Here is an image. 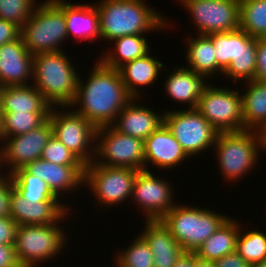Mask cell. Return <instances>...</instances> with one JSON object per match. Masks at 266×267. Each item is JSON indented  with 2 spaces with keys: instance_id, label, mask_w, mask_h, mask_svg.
Wrapping results in <instances>:
<instances>
[{
  "instance_id": "cell-13",
  "label": "cell",
  "mask_w": 266,
  "mask_h": 267,
  "mask_svg": "<svg viewBox=\"0 0 266 267\" xmlns=\"http://www.w3.org/2000/svg\"><path fill=\"white\" fill-rule=\"evenodd\" d=\"M194 19L198 35L239 29V0H179Z\"/></svg>"
},
{
  "instance_id": "cell-7",
  "label": "cell",
  "mask_w": 266,
  "mask_h": 267,
  "mask_svg": "<svg viewBox=\"0 0 266 267\" xmlns=\"http://www.w3.org/2000/svg\"><path fill=\"white\" fill-rule=\"evenodd\" d=\"M58 224L18 225L14 249L21 267H38L39 262L47 261L62 250L66 232Z\"/></svg>"
},
{
  "instance_id": "cell-6",
  "label": "cell",
  "mask_w": 266,
  "mask_h": 267,
  "mask_svg": "<svg viewBox=\"0 0 266 267\" xmlns=\"http://www.w3.org/2000/svg\"><path fill=\"white\" fill-rule=\"evenodd\" d=\"M20 37L33 55L61 51L60 44L69 38L63 10L53 0L40 3L20 27Z\"/></svg>"
},
{
  "instance_id": "cell-14",
  "label": "cell",
  "mask_w": 266,
  "mask_h": 267,
  "mask_svg": "<svg viewBox=\"0 0 266 267\" xmlns=\"http://www.w3.org/2000/svg\"><path fill=\"white\" fill-rule=\"evenodd\" d=\"M172 187L149 170H139L133 183L132 201L142 208L146 220H160L174 206ZM173 202V203H172Z\"/></svg>"
},
{
  "instance_id": "cell-2",
  "label": "cell",
  "mask_w": 266,
  "mask_h": 267,
  "mask_svg": "<svg viewBox=\"0 0 266 267\" xmlns=\"http://www.w3.org/2000/svg\"><path fill=\"white\" fill-rule=\"evenodd\" d=\"M96 7L101 39L113 41L126 35H143L145 31L161 30L168 25L144 0H103Z\"/></svg>"
},
{
  "instance_id": "cell-4",
  "label": "cell",
  "mask_w": 266,
  "mask_h": 267,
  "mask_svg": "<svg viewBox=\"0 0 266 267\" xmlns=\"http://www.w3.org/2000/svg\"><path fill=\"white\" fill-rule=\"evenodd\" d=\"M228 218L200 206L176 204L160 220L185 252H196Z\"/></svg>"
},
{
  "instance_id": "cell-35",
  "label": "cell",
  "mask_w": 266,
  "mask_h": 267,
  "mask_svg": "<svg viewBox=\"0 0 266 267\" xmlns=\"http://www.w3.org/2000/svg\"><path fill=\"white\" fill-rule=\"evenodd\" d=\"M127 248L116 257V267H154L153 253L141 235Z\"/></svg>"
},
{
  "instance_id": "cell-42",
  "label": "cell",
  "mask_w": 266,
  "mask_h": 267,
  "mask_svg": "<svg viewBox=\"0 0 266 267\" xmlns=\"http://www.w3.org/2000/svg\"><path fill=\"white\" fill-rule=\"evenodd\" d=\"M20 37V27L12 22L0 19V46Z\"/></svg>"
},
{
  "instance_id": "cell-1",
  "label": "cell",
  "mask_w": 266,
  "mask_h": 267,
  "mask_svg": "<svg viewBox=\"0 0 266 267\" xmlns=\"http://www.w3.org/2000/svg\"><path fill=\"white\" fill-rule=\"evenodd\" d=\"M132 99L119 70L97 61L87 82L83 83L79 77L76 96L68 108L79 105L75 112L99 128L111 126Z\"/></svg>"
},
{
  "instance_id": "cell-29",
  "label": "cell",
  "mask_w": 266,
  "mask_h": 267,
  "mask_svg": "<svg viewBox=\"0 0 266 267\" xmlns=\"http://www.w3.org/2000/svg\"><path fill=\"white\" fill-rule=\"evenodd\" d=\"M187 43L186 67L208 79L209 76L217 74V60L212 39L208 35H199L190 38Z\"/></svg>"
},
{
  "instance_id": "cell-48",
  "label": "cell",
  "mask_w": 266,
  "mask_h": 267,
  "mask_svg": "<svg viewBox=\"0 0 266 267\" xmlns=\"http://www.w3.org/2000/svg\"><path fill=\"white\" fill-rule=\"evenodd\" d=\"M250 267H266V260L250 265Z\"/></svg>"
},
{
  "instance_id": "cell-11",
  "label": "cell",
  "mask_w": 266,
  "mask_h": 267,
  "mask_svg": "<svg viewBox=\"0 0 266 267\" xmlns=\"http://www.w3.org/2000/svg\"><path fill=\"white\" fill-rule=\"evenodd\" d=\"M55 108L57 107L52 106L48 118L54 137L60 140L85 166L92 163L95 159V151L91 152L90 144L96 143L97 128L74 110L71 112L66 110L65 113Z\"/></svg>"
},
{
  "instance_id": "cell-12",
  "label": "cell",
  "mask_w": 266,
  "mask_h": 267,
  "mask_svg": "<svg viewBox=\"0 0 266 267\" xmlns=\"http://www.w3.org/2000/svg\"><path fill=\"white\" fill-rule=\"evenodd\" d=\"M139 170L95 164L85 166L84 183L103 205L111 206L131 198L133 183ZM89 184V185H88ZM124 199V200H123Z\"/></svg>"
},
{
  "instance_id": "cell-16",
  "label": "cell",
  "mask_w": 266,
  "mask_h": 267,
  "mask_svg": "<svg viewBox=\"0 0 266 267\" xmlns=\"http://www.w3.org/2000/svg\"><path fill=\"white\" fill-rule=\"evenodd\" d=\"M63 202L26 200L13 187L9 195V215L18 225H48L66 218L69 208ZM65 206V207H64ZM67 207V208H66Z\"/></svg>"
},
{
  "instance_id": "cell-44",
  "label": "cell",
  "mask_w": 266,
  "mask_h": 267,
  "mask_svg": "<svg viewBox=\"0 0 266 267\" xmlns=\"http://www.w3.org/2000/svg\"><path fill=\"white\" fill-rule=\"evenodd\" d=\"M0 267H21L17 261L14 245H0Z\"/></svg>"
},
{
  "instance_id": "cell-25",
  "label": "cell",
  "mask_w": 266,
  "mask_h": 267,
  "mask_svg": "<svg viewBox=\"0 0 266 267\" xmlns=\"http://www.w3.org/2000/svg\"><path fill=\"white\" fill-rule=\"evenodd\" d=\"M163 69L162 62L150 55V52L143 57L136 58L122 65L118 70L128 93L133 97H140L138 85L146 86L153 84Z\"/></svg>"
},
{
  "instance_id": "cell-22",
  "label": "cell",
  "mask_w": 266,
  "mask_h": 267,
  "mask_svg": "<svg viewBox=\"0 0 266 267\" xmlns=\"http://www.w3.org/2000/svg\"><path fill=\"white\" fill-rule=\"evenodd\" d=\"M64 12L68 36L79 40L101 39L100 19L96 4H71L64 0H53ZM80 37V38H79Z\"/></svg>"
},
{
  "instance_id": "cell-37",
  "label": "cell",
  "mask_w": 266,
  "mask_h": 267,
  "mask_svg": "<svg viewBox=\"0 0 266 267\" xmlns=\"http://www.w3.org/2000/svg\"><path fill=\"white\" fill-rule=\"evenodd\" d=\"M231 78L235 81L245 80L251 81L255 80L256 75V54H241L236 58H233L230 65L223 72V76Z\"/></svg>"
},
{
  "instance_id": "cell-45",
  "label": "cell",
  "mask_w": 266,
  "mask_h": 267,
  "mask_svg": "<svg viewBox=\"0 0 266 267\" xmlns=\"http://www.w3.org/2000/svg\"><path fill=\"white\" fill-rule=\"evenodd\" d=\"M197 258L195 252H184L173 267H194Z\"/></svg>"
},
{
  "instance_id": "cell-38",
  "label": "cell",
  "mask_w": 266,
  "mask_h": 267,
  "mask_svg": "<svg viewBox=\"0 0 266 267\" xmlns=\"http://www.w3.org/2000/svg\"><path fill=\"white\" fill-rule=\"evenodd\" d=\"M41 159L59 165H84L54 135H52L43 149Z\"/></svg>"
},
{
  "instance_id": "cell-15",
  "label": "cell",
  "mask_w": 266,
  "mask_h": 267,
  "mask_svg": "<svg viewBox=\"0 0 266 267\" xmlns=\"http://www.w3.org/2000/svg\"><path fill=\"white\" fill-rule=\"evenodd\" d=\"M53 135L52 125L47 119L38 128L19 136L6 137L2 146V163L7 164L9 174L19 168H24L30 162L40 159L43 149ZM11 166V167H10Z\"/></svg>"
},
{
  "instance_id": "cell-51",
  "label": "cell",
  "mask_w": 266,
  "mask_h": 267,
  "mask_svg": "<svg viewBox=\"0 0 266 267\" xmlns=\"http://www.w3.org/2000/svg\"><path fill=\"white\" fill-rule=\"evenodd\" d=\"M264 139H265V144H266V131L264 132Z\"/></svg>"
},
{
  "instance_id": "cell-47",
  "label": "cell",
  "mask_w": 266,
  "mask_h": 267,
  "mask_svg": "<svg viewBox=\"0 0 266 267\" xmlns=\"http://www.w3.org/2000/svg\"><path fill=\"white\" fill-rule=\"evenodd\" d=\"M5 139L4 114L0 111V141Z\"/></svg>"
},
{
  "instance_id": "cell-27",
  "label": "cell",
  "mask_w": 266,
  "mask_h": 267,
  "mask_svg": "<svg viewBox=\"0 0 266 267\" xmlns=\"http://www.w3.org/2000/svg\"><path fill=\"white\" fill-rule=\"evenodd\" d=\"M240 228L236 220L228 218L195 252L197 257L214 262L235 252Z\"/></svg>"
},
{
  "instance_id": "cell-9",
  "label": "cell",
  "mask_w": 266,
  "mask_h": 267,
  "mask_svg": "<svg viewBox=\"0 0 266 267\" xmlns=\"http://www.w3.org/2000/svg\"><path fill=\"white\" fill-rule=\"evenodd\" d=\"M240 95L239 91L206 85L196 109L219 133L244 131Z\"/></svg>"
},
{
  "instance_id": "cell-49",
  "label": "cell",
  "mask_w": 266,
  "mask_h": 267,
  "mask_svg": "<svg viewBox=\"0 0 266 267\" xmlns=\"http://www.w3.org/2000/svg\"><path fill=\"white\" fill-rule=\"evenodd\" d=\"M2 91H3V86L0 85V111H2Z\"/></svg>"
},
{
  "instance_id": "cell-28",
  "label": "cell",
  "mask_w": 266,
  "mask_h": 267,
  "mask_svg": "<svg viewBox=\"0 0 266 267\" xmlns=\"http://www.w3.org/2000/svg\"><path fill=\"white\" fill-rule=\"evenodd\" d=\"M242 93L244 130L266 131V83L251 80Z\"/></svg>"
},
{
  "instance_id": "cell-5",
  "label": "cell",
  "mask_w": 266,
  "mask_h": 267,
  "mask_svg": "<svg viewBox=\"0 0 266 267\" xmlns=\"http://www.w3.org/2000/svg\"><path fill=\"white\" fill-rule=\"evenodd\" d=\"M216 145V146H215ZM220 171L235 182L256 167L259 149L266 150L264 133L256 130L218 133L214 143ZM259 148V149H258Z\"/></svg>"
},
{
  "instance_id": "cell-46",
  "label": "cell",
  "mask_w": 266,
  "mask_h": 267,
  "mask_svg": "<svg viewBox=\"0 0 266 267\" xmlns=\"http://www.w3.org/2000/svg\"><path fill=\"white\" fill-rule=\"evenodd\" d=\"M194 267H215L214 262L197 258Z\"/></svg>"
},
{
  "instance_id": "cell-33",
  "label": "cell",
  "mask_w": 266,
  "mask_h": 267,
  "mask_svg": "<svg viewBox=\"0 0 266 267\" xmlns=\"http://www.w3.org/2000/svg\"><path fill=\"white\" fill-rule=\"evenodd\" d=\"M50 112H3L5 138L19 136L38 128L48 118Z\"/></svg>"
},
{
  "instance_id": "cell-18",
  "label": "cell",
  "mask_w": 266,
  "mask_h": 267,
  "mask_svg": "<svg viewBox=\"0 0 266 267\" xmlns=\"http://www.w3.org/2000/svg\"><path fill=\"white\" fill-rule=\"evenodd\" d=\"M24 169L45 181L58 199L61 193L74 191L84 183L85 165H59L40 158L27 164Z\"/></svg>"
},
{
  "instance_id": "cell-36",
  "label": "cell",
  "mask_w": 266,
  "mask_h": 267,
  "mask_svg": "<svg viewBox=\"0 0 266 267\" xmlns=\"http://www.w3.org/2000/svg\"><path fill=\"white\" fill-rule=\"evenodd\" d=\"M35 0H0V19L21 27L32 16Z\"/></svg>"
},
{
  "instance_id": "cell-32",
  "label": "cell",
  "mask_w": 266,
  "mask_h": 267,
  "mask_svg": "<svg viewBox=\"0 0 266 267\" xmlns=\"http://www.w3.org/2000/svg\"><path fill=\"white\" fill-rule=\"evenodd\" d=\"M239 29L254 38H266V0H239Z\"/></svg>"
},
{
  "instance_id": "cell-50",
  "label": "cell",
  "mask_w": 266,
  "mask_h": 267,
  "mask_svg": "<svg viewBox=\"0 0 266 267\" xmlns=\"http://www.w3.org/2000/svg\"><path fill=\"white\" fill-rule=\"evenodd\" d=\"M1 164H2V156H1V150H0V167H3Z\"/></svg>"
},
{
  "instance_id": "cell-17",
  "label": "cell",
  "mask_w": 266,
  "mask_h": 267,
  "mask_svg": "<svg viewBox=\"0 0 266 267\" xmlns=\"http://www.w3.org/2000/svg\"><path fill=\"white\" fill-rule=\"evenodd\" d=\"M33 54L21 37L0 46V85L23 86L33 79ZM28 78V79H27Z\"/></svg>"
},
{
  "instance_id": "cell-30",
  "label": "cell",
  "mask_w": 266,
  "mask_h": 267,
  "mask_svg": "<svg viewBox=\"0 0 266 267\" xmlns=\"http://www.w3.org/2000/svg\"><path fill=\"white\" fill-rule=\"evenodd\" d=\"M142 35H126L114 39L115 51L104 53L99 59L104 65L119 69L122 65L149 53L150 48L147 40Z\"/></svg>"
},
{
  "instance_id": "cell-8",
  "label": "cell",
  "mask_w": 266,
  "mask_h": 267,
  "mask_svg": "<svg viewBox=\"0 0 266 267\" xmlns=\"http://www.w3.org/2000/svg\"><path fill=\"white\" fill-rule=\"evenodd\" d=\"M96 139L97 144H92L95 164L145 170L143 140L119 133L112 126L97 128Z\"/></svg>"
},
{
  "instance_id": "cell-41",
  "label": "cell",
  "mask_w": 266,
  "mask_h": 267,
  "mask_svg": "<svg viewBox=\"0 0 266 267\" xmlns=\"http://www.w3.org/2000/svg\"><path fill=\"white\" fill-rule=\"evenodd\" d=\"M0 175V217L10 216L9 215V195L12 187V177L8 175ZM7 176V177H6Z\"/></svg>"
},
{
  "instance_id": "cell-21",
  "label": "cell",
  "mask_w": 266,
  "mask_h": 267,
  "mask_svg": "<svg viewBox=\"0 0 266 267\" xmlns=\"http://www.w3.org/2000/svg\"><path fill=\"white\" fill-rule=\"evenodd\" d=\"M145 222L146 226L140 235L153 253L154 267H173L185 251L161 220Z\"/></svg>"
},
{
  "instance_id": "cell-10",
  "label": "cell",
  "mask_w": 266,
  "mask_h": 267,
  "mask_svg": "<svg viewBox=\"0 0 266 267\" xmlns=\"http://www.w3.org/2000/svg\"><path fill=\"white\" fill-rule=\"evenodd\" d=\"M164 124L188 156L214 146L218 131L197 109L166 111Z\"/></svg>"
},
{
  "instance_id": "cell-34",
  "label": "cell",
  "mask_w": 266,
  "mask_h": 267,
  "mask_svg": "<svg viewBox=\"0 0 266 267\" xmlns=\"http://www.w3.org/2000/svg\"><path fill=\"white\" fill-rule=\"evenodd\" d=\"M241 232L240 229L236 251L243 259L249 265L266 260V233L257 230Z\"/></svg>"
},
{
  "instance_id": "cell-20",
  "label": "cell",
  "mask_w": 266,
  "mask_h": 267,
  "mask_svg": "<svg viewBox=\"0 0 266 267\" xmlns=\"http://www.w3.org/2000/svg\"><path fill=\"white\" fill-rule=\"evenodd\" d=\"M136 99L133 98L122 109L111 126L119 133L144 141L164 123V115L155 113L151 108L142 107Z\"/></svg>"
},
{
  "instance_id": "cell-3",
  "label": "cell",
  "mask_w": 266,
  "mask_h": 267,
  "mask_svg": "<svg viewBox=\"0 0 266 267\" xmlns=\"http://www.w3.org/2000/svg\"><path fill=\"white\" fill-rule=\"evenodd\" d=\"M79 76L62 50L33 56V85L52 106H70Z\"/></svg>"
},
{
  "instance_id": "cell-23",
  "label": "cell",
  "mask_w": 266,
  "mask_h": 267,
  "mask_svg": "<svg viewBox=\"0 0 266 267\" xmlns=\"http://www.w3.org/2000/svg\"><path fill=\"white\" fill-rule=\"evenodd\" d=\"M208 36L214 44L218 74L219 72L223 74L233 58L238 55L256 54V38L241 29L226 33H213Z\"/></svg>"
},
{
  "instance_id": "cell-39",
  "label": "cell",
  "mask_w": 266,
  "mask_h": 267,
  "mask_svg": "<svg viewBox=\"0 0 266 267\" xmlns=\"http://www.w3.org/2000/svg\"><path fill=\"white\" fill-rule=\"evenodd\" d=\"M255 80L266 83V38H256Z\"/></svg>"
},
{
  "instance_id": "cell-40",
  "label": "cell",
  "mask_w": 266,
  "mask_h": 267,
  "mask_svg": "<svg viewBox=\"0 0 266 267\" xmlns=\"http://www.w3.org/2000/svg\"><path fill=\"white\" fill-rule=\"evenodd\" d=\"M18 224L10 217H0V245H14Z\"/></svg>"
},
{
  "instance_id": "cell-24",
  "label": "cell",
  "mask_w": 266,
  "mask_h": 267,
  "mask_svg": "<svg viewBox=\"0 0 266 267\" xmlns=\"http://www.w3.org/2000/svg\"><path fill=\"white\" fill-rule=\"evenodd\" d=\"M173 71L165 80V92L175 101L188 103L189 109H196L203 89L207 85L204 80L206 78L185 66Z\"/></svg>"
},
{
  "instance_id": "cell-31",
  "label": "cell",
  "mask_w": 266,
  "mask_h": 267,
  "mask_svg": "<svg viewBox=\"0 0 266 267\" xmlns=\"http://www.w3.org/2000/svg\"><path fill=\"white\" fill-rule=\"evenodd\" d=\"M12 187L26 200L37 202H60L52 193L45 181L19 168L10 174Z\"/></svg>"
},
{
  "instance_id": "cell-26",
  "label": "cell",
  "mask_w": 266,
  "mask_h": 267,
  "mask_svg": "<svg viewBox=\"0 0 266 267\" xmlns=\"http://www.w3.org/2000/svg\"><path fill=\"white\" fill-rule=\"evenodd\" d=\"M52 105L33 85L6 86L2 91V112H50Z\"/></svg>"
},
{
  "instance_id": "cell-19",
  "label": "cell",
  "mask_w": 266,
  "mask_h": 267,
  "mask_svg": "<svg viewBox=\"0 0 266 267\" xmlns=\"http://www.w3.org/2000/svg\"><path fill=\"white\" fill-rule=\"evenodd\" d=\"M144 155L145 170L146 163L171 169L189 157L164 123L144 140Z\"/></svg>"
},
{
  "instance_id": "cell-43",
  "label": "cell",
  "mask_w": 266,
  "mask_h": 267,
  "mask_svg": "<svg viewBox=\"0 0 266 267\" xmlns=\"http://www.w3.org/2000/svg\"><path fill=\"white\" fill-rule=\"evenodd\" d=\"M214 265L215 267H250L237 251L214 261Z\"/></svg>"
}]
</instances>
